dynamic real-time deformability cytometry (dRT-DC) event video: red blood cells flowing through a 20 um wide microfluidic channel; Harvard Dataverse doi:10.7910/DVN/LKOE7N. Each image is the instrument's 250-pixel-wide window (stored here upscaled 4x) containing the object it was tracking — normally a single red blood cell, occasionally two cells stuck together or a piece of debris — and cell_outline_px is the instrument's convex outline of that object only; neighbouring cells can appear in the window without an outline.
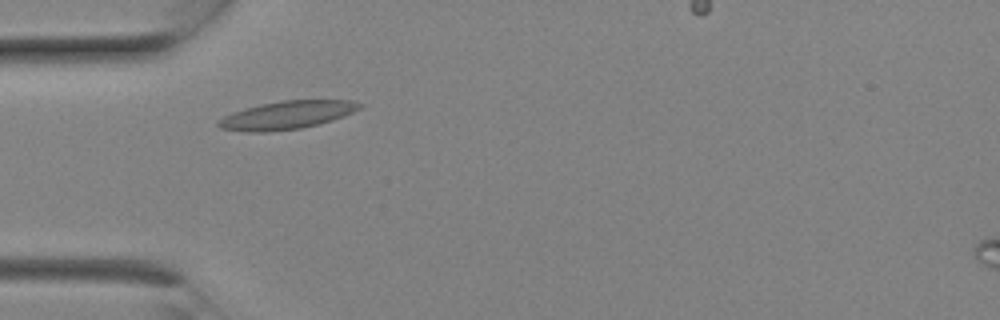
{"species": "Egyptian fruit bat (a non-hibernating species)", "species_latin": "Rousettus aegyptiacus", "temperature_condition": "room temperature", "stored_images_in_passage": 8, "camera_frame_rate_fps": 3000, "um_per_image_px": 0.085, "animal": {"sex": "female"}, "frame": {"image": 1, "passage_image": 4, "time_ms": 1.0, "image_size_px": [1000, 320], "cell_outline_px": [[364, 104], [360, 108], [344, 116], [332, 120], [300, 128], [268, 132], [244, 132], [220, 128], [216, 124], [224, 116], [232, 112], [260, 104], [280, 100], [348, 100]], "centroid_in_image_um": [24.36, 9.78], "position_along_channel_um": 60.6, "area_um2": 23.0}}
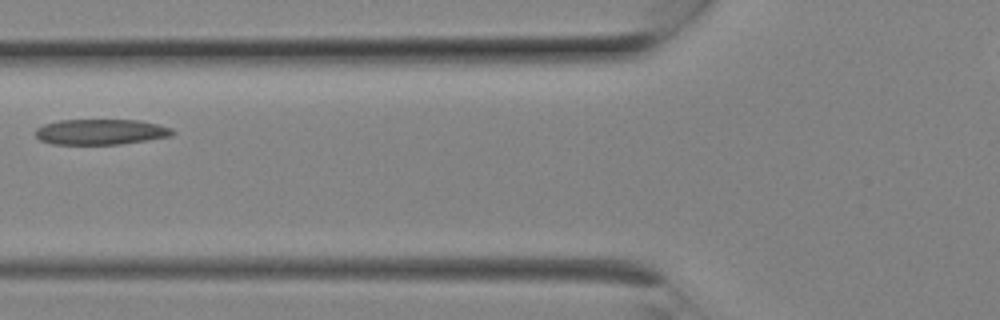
{"frame": {"image": 2, "passage_image": 6, "time_ms": 1.667, "image_size_px": [1000, 320], "cell_outline_px": [[176, 132], [172, 136], [148, 140], [120, 144], [52, 144], [40, 140], [36, 136], [36, 128], [44, 124], [60, 120], [140, 120], [172, 128]], "centroid_in_image_um": [8.58, 11.21], "position_along_channel_um": 117.2, "area_um2": 20.4}}
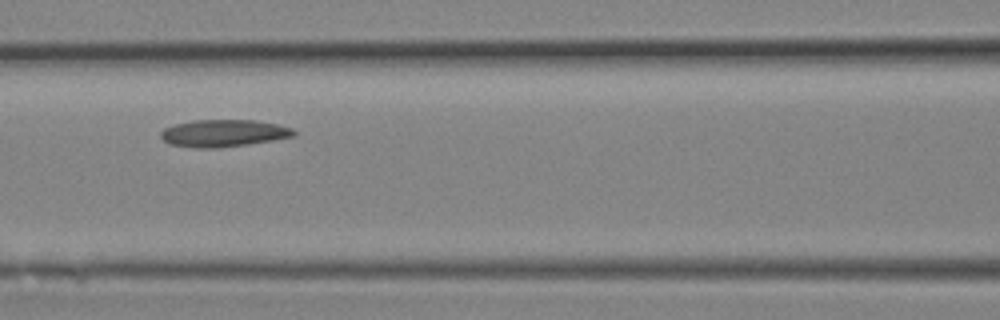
{"frame": {"image": 3, "passage_image": 7, "time_ms": 2.0, "image_size_px": [1000, 320], "cell_outline_px": [[296, 136], [272, 140], [216, 148], [196, 148], [168, 144], [160, 136], [160, 132], [164, 128], [176, 124], [192, 120], [256, 120], [276, 124], [292, 128], [296, 132]], "centroid_in_image_um": [18.98, 11.32], "position_along_channel_um": 147.6, "area_um2": 20.98}}